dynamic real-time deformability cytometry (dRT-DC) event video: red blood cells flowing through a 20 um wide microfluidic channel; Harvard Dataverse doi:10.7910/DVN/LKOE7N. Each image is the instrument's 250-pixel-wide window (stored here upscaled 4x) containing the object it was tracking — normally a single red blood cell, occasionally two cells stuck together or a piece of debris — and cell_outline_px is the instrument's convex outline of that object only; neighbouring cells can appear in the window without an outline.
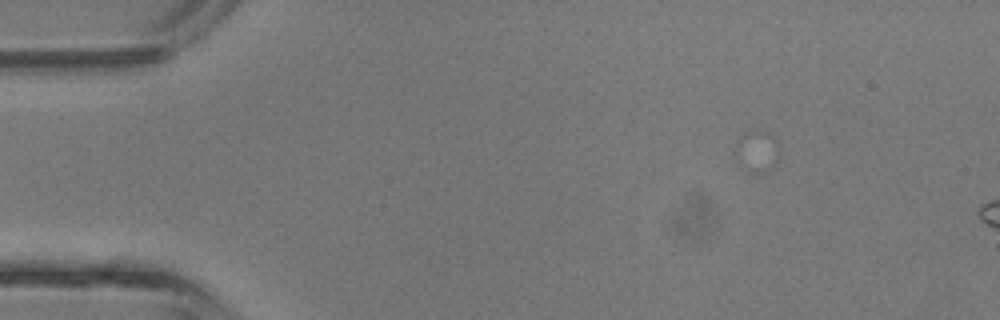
{"species": "common noctule bat (a hibernating species)", "species_latin": "Nyctalus noctula", "temperature_condition": "room temperature", "stored_images_in_passage": 6, "camera_frame_rate_fps": 3000, "um_per_image_px": 0.085, "animal": {"sex": "male", "body_mass_g": 13.3}, "frame": {"image": 1, "passage_image": 1, "time_ms": 0.0, "image_size_px": [1000, 320], "cell_outline_px": [[776, 164], [768, 172], [748, 172], [740, 168], [736, 160], [736, 140], [744, 132], [768, 132], [776, 156]], "centroid_in_image_um": [64.21, 12.94], "position_along_channel_um": 20.8, "area_um2": 10.06}}